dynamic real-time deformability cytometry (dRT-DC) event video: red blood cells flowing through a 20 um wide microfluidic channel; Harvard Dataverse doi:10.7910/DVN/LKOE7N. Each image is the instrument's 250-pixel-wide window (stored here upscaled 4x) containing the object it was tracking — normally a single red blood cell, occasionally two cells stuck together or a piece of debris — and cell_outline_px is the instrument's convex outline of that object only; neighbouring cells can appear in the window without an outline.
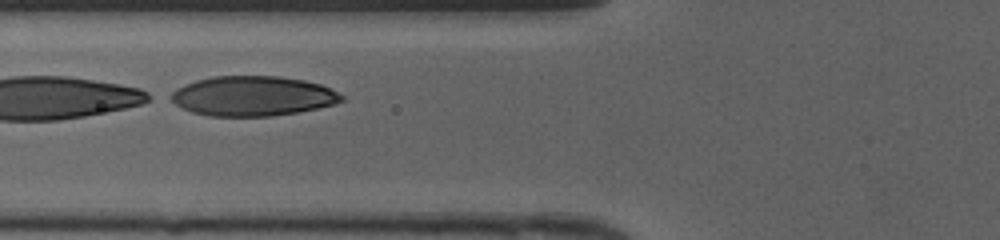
{"species": "human", "species_latin": "Homo sapiens", "temperature_condition": "cold", "stored_images_in_passage": 13, "camera_frame_rate_fps": 3000, "um_per_image_px": 0.085, "donor": {"sex": "female"}, "frame": {"image": 1, "passage_image": 10, "time_ms": 3.0, "image_size_px": [1000, 240], "cell_outline_px": [[344, 100], [332, 104], [316, 108], [296, 112], [272, 116], [208, 116], [192, 112], [176, 104], [164, 96], [176, 88], [184, 84], [196, 80], [212, 76], [280, 76], [304, 80], [320, 84], [344, 96]], "centroid_in_image_um": [21.4, 8.15], "position_along_channel_um": 104.4, "area_um2": 39.71}}